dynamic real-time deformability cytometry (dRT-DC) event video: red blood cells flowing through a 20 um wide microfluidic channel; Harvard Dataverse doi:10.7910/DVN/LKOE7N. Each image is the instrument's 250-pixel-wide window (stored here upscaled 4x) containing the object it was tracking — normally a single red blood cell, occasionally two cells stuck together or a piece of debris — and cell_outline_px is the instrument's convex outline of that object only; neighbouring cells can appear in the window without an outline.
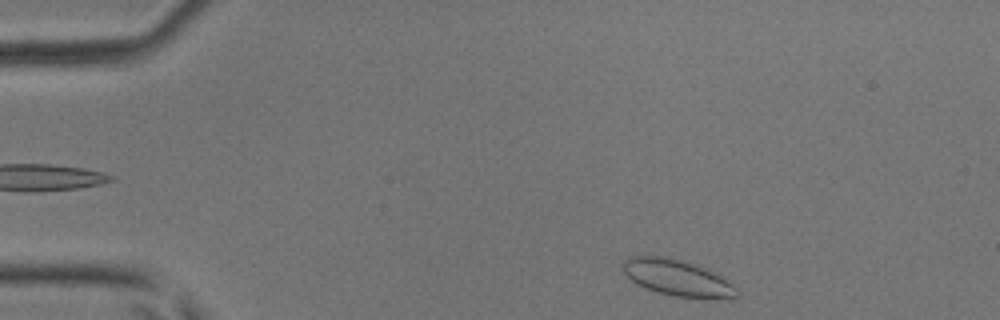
{"species": "common noctule bat (a hibernating species)", "species_latin": "Nyctalus noctula", "temperature_condition": "room temperature", "stored_images_in_passage": 41, "camera_frame_rate_fps": 3000, "um_per_image_px": 0.085, "animal": {"sex": "male", "body_mass_g": 17.9, "forearm_length_mm": 54.2}, "frame": {"image": 1, "passage_image": 1, "time_ms": 0.0, "image_size_px": [1000, 320], "cell_outline_px": [[740, 296], [708, 300], [672, 296], [636, 284], [624, 272], [620, 264], [624, 260], [632, 256], [668, 256], [696, 264], [708, 268], [732, 284], [740, 292]], "centroid_in_image_um": [57.61, 23.62], "position_along_channel_um": 27.4, "area_um2": 24.45}}
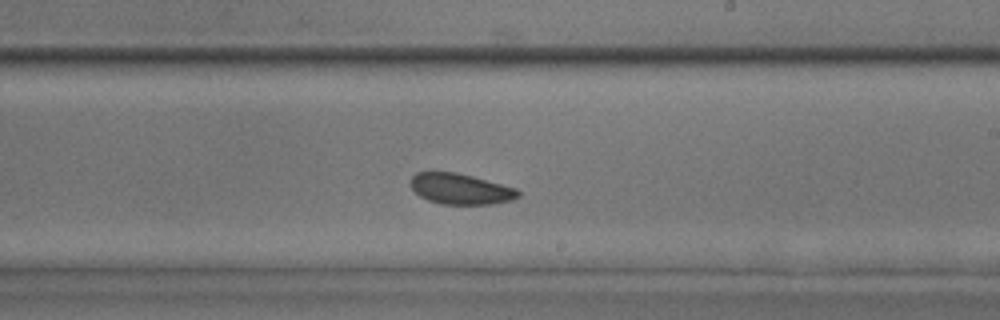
{"frame": {"image": 2, "passage_image": 22, "time_ms": 7.0, "image_size_px": [1000, 320], "cell_outline_px": [[520, 196], [512, 200], [492, 204], [440, 204], [428, 200], [420, 196], [412, 188], [412, 176], [416, 172], [456, 172], [472, 176], [516, 188], [520, 192]], "centroid_in_image_um": [39.16, 16.06], "position_along_channel_um": 249.8, "area_um2": 19.13}}
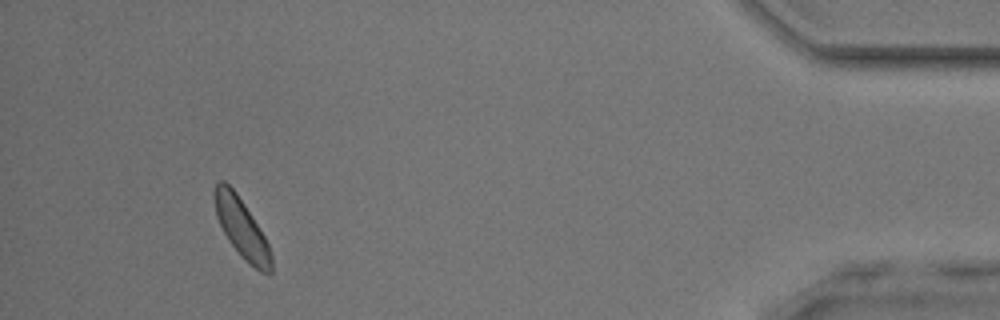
{"frame": {"image": 3, "passage_image": 38, "time_ms": 12.333, "image_size_px": [1000, 320], "cell_outline_px": [[272, 272], [260, 272], [244, 260], [240, 256], [228, 240], [216, 216], [212, 196], [216, 184], [220, 180], [224, 180], [236, 192], [244, 204], [264, 236], [268, 244], [272, 256]], "centroid_in_image_um": [20.51, 19.38], "position_along_channel_um": 414.7, "area_um2": 19.54}}